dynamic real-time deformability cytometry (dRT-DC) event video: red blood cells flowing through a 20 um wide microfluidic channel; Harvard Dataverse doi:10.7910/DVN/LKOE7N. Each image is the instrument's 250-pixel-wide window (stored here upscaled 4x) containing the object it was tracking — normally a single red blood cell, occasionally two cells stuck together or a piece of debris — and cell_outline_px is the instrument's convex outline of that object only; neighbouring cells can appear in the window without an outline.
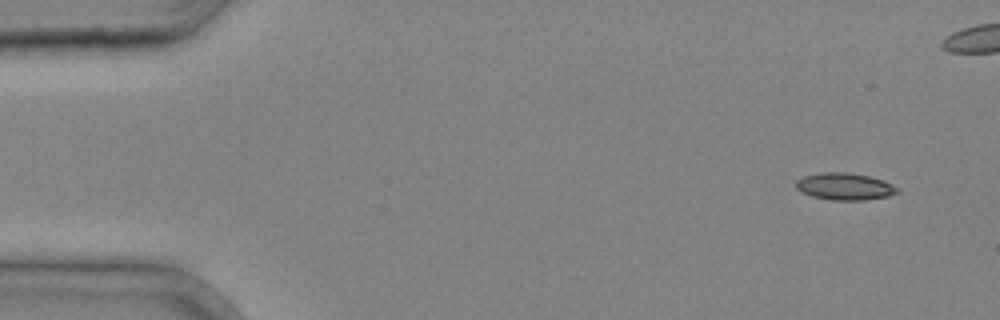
{"species": "common noctule bat (a hibernating species)", "species_latin": "Nyctalus noctula", "temperature_condition": "cold", "stored_images_in_passage": 4, "camera_frame_rate_fps": 3000, "um_per_image_px": 0.085, "animal": {"sex": "male", "body_mass_g": 20.4}, "frame": {"image": 1, "passage_image": 1, "time_ms": 0.0, "image_size_px": [1000, 320], "cell_outline_px": [[900, 192], [888, 196], [864, 200], [832, 200], [812, 196], [800, 192], [796, 188], [796, 180], [804, 176], [820, 172], [848, 172], [868, 176], [884, 180], [900, 188]], "centroid_in_image_um": [71.81, 15.85], "position_along_channel_um": 13.2, "area_um2": 16.13}}
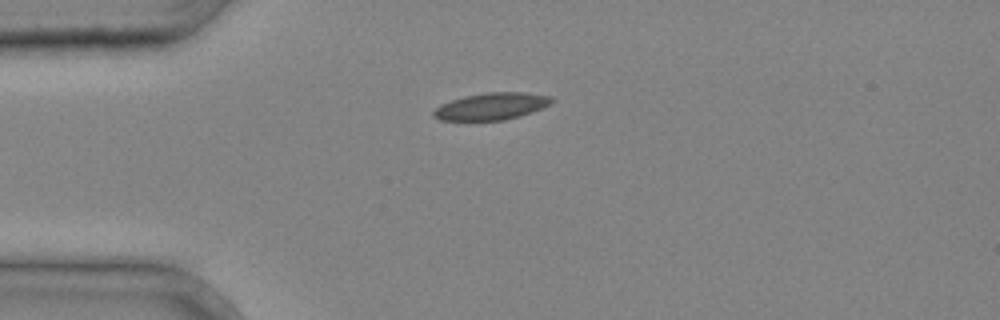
{"frame": {"image": 2, "passage_image": 4, "time_ms": 1.0, "image_size_px": [1000, 320], "cell_outline_px": [[556, 100], [532, 112], [520, 116], [504, 120], [440, 120], [432, 116], [432, 112], [440, 104], [464, 96], [484, 92], [524, 92], [552, 96]], "centroid_in_image_um": [41.77, 9.03], "position_along_channel_um": 43.2, "area_um2": 18.61}}